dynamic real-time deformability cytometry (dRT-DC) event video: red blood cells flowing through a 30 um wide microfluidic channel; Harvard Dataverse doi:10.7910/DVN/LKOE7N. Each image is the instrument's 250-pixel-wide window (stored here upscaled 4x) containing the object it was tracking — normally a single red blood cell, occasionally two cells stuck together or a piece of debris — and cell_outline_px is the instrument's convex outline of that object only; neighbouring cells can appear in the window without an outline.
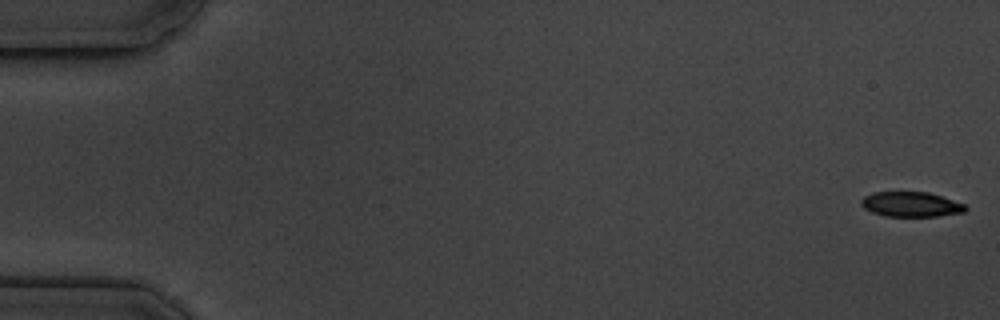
{"species": "common noctule bat (a hibernating species)", "species_latin": "Nyctalus noctula", "temperature_condition": "cold", "stored_images_in_passage": 17, "camera_frame_rate_fps": 3000, "um_per_image_px": 0.085, "animal": {"sex": "male", "body_mass_g": 19.5, "forearm_length_mm": 54.6}, "frame": {"image": 1, "passage_image": 1, "time_ms": 0.0, "image_size_px": [1000, 320], "cell_outline_px": [[968, 208], [964, 212], [936, 216], [884, 216], [872, 212], [864, 208], [860, 204], [860, 200], [864, 196], [872, 192], [928, 192], [964, 204]], "centroid_in_image_um": [77.39, 17.37], "position_along_channel_um": 7.6, "area_um2": 15.09}}
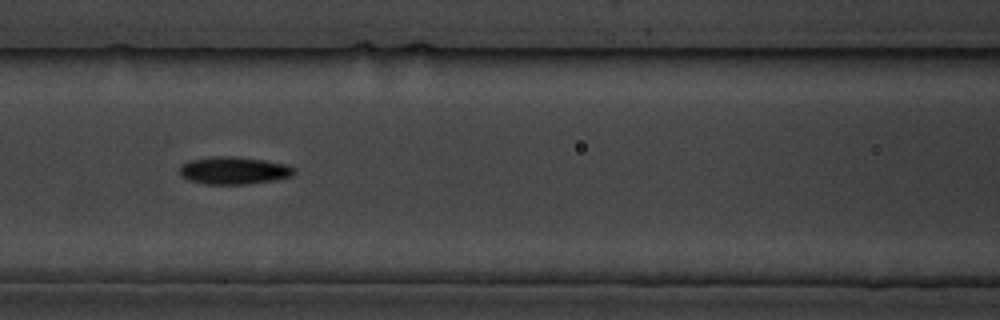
{"frame": {"image": 2, "passage_image": 8, "time_ms": 8.0, "image_size_px": [1000, 320], "cell_outline_px": [[296, 172], [292, 176], [276, 180], [248, 184], [204, 184], [188, 180], [180, 176], [180, 164], [192, 160], [212, 156], [236, 156], [264, 160], [288, 164], [296, 168]], "centroid_in_image_um": [19.9, 14.49], "position_along_channel_um": 146.7, "area_um2": 18.67}}
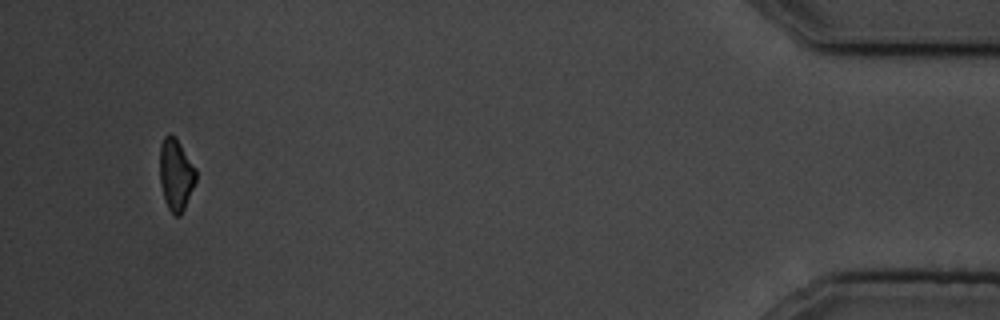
{"frame": {"image": 3, "passage_image": 16, "time_ms": 17.667, "image_size_px": [1000, 320], "cell_outline_px": [[196, 180], [184, 208], [180, 216], [176, 216], [168, 208], [160, 184], [160, 144], [164, 136], [168, 132], [176, 136], [196, 168]], "centroid_in_image_um": [14.95, 14.77], "position_along_channel_um": 420.3, "area_um2": 15.14}, "authors_computed_cell_mechanics": {"area_um2": 17.1088, "velocity_mm_per_s": 3.5785, "shape_relaxation_time_tau1_ms": 3.9709, "shape_relaxation_time_tau2_ms": 5.9561, "deformation_change_tau1": 0.1165, "deformation_change_tau2": 0.0986}}